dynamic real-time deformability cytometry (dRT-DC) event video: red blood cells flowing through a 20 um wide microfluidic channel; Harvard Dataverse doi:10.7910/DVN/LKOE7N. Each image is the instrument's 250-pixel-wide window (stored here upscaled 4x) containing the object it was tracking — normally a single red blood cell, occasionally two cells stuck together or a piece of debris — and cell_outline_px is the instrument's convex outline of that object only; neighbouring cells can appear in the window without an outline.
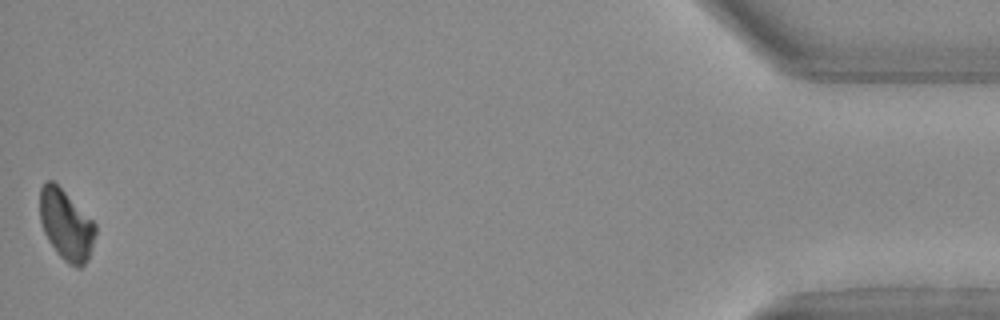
{"species": "Egyptian fruit bat (a non-hibernating species)", "species_latin": "Rousettus aegyptiacus", "temperature_condition": "warm", "stored_images_in_passage": 30, "camera_frame_rate_fps": 3000, "um_per_image_px": 0.085, "animal": {"sex": "female"}, "frame": {"image": 1, "passage_image": 30, "time_ms": 9.667, "image_size_px": [1000, 320], "cell_outline_px": [[96, 232], [88, 256], [84, 264], [80, 268], [76, 268], [68, 264], [56, 252], [48, 240], [44, 232], [40, 220], [40, 188], [48, 180], [52, 180], [96, 224]], "centroid_in_image_um": [5.6, 19.14], "position_along_channel_um": 429.6, "area_um2": 22.31}}